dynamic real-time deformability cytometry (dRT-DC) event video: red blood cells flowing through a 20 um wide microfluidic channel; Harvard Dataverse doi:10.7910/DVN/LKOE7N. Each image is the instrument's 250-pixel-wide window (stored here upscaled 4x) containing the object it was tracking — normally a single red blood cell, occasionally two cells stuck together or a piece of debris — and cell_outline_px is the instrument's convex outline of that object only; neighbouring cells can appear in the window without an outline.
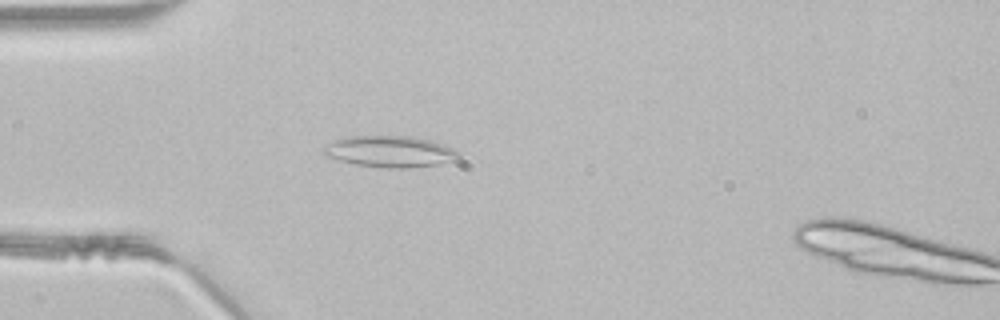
{"species": "common noctule bat (a hibernating species)", "species_latin": "Nyctalus noctula", "temperature_condition": "room temperature", "stored_images_in_passage": 47, "segment_of_instrument_passage": [1, 2], "camera_frame_rate_fps": 3000, "um_per_image_px": 0.085, "animal": {"sex": "male", "body_mass_g": 21.5, "forearm_length_mm": 52.0}, "frame": {"image": 1, "passage_image": 13, "time_ms": 4.0, "image_size_px": [1000, 320], "cell_outline_px": [[464, 152], [452, 160], [436, 164], [404, 168], [388, 168], [352, 164], [324, 156], [320, 152], [328, 144], [340, 136], [412, 136], [432, 140]], "centroid_in_image_um": [33.1, 12.86], "position_along_channel_um": 51.9, "area_um2": 24.91}}
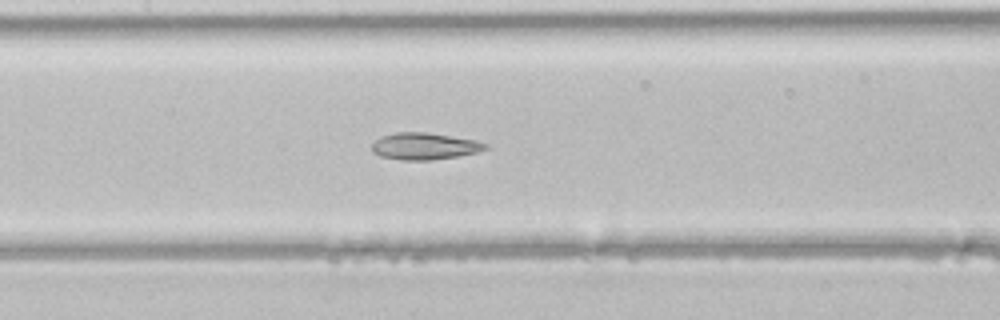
{"frame": {"image": 2, "passage_image": 22, "time_ms": 7.0, "image_size_px": [1000, 320], "cell_outline_px": [[488, 148], [476, 152], [456, 156], [432, 160], [400, 160], [380, 156], [372, 152], [372, 144], [380, 136], [396, 132], [428, 132], [476, 140], [488, 144]], "centroid_in_image_um": [36.05, 12.42], "position_along_channel_um": 171.3, "area_um2": 17.8}}
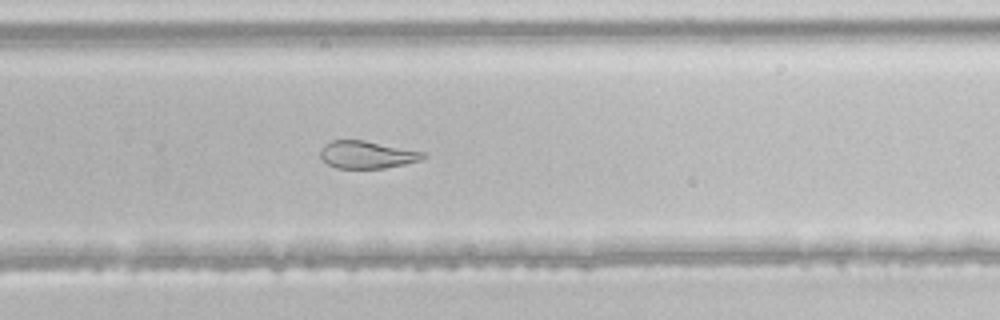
{"frame": {"image": 3, "passage_image": 31, "time_ms": 10.0, "image_size_px": [1000, 320], "cell_outline_px": [[424, 156], [420, 160], [404, 164], [384, 168], [336, 168], [328, 164], [320, 156], [320, 148], [324, 144], [332, 140], [364, 140], [424, 152]], "centroid_in_image_um": [31.14, 13.14], "position_along_channel_um": 298.7, "area_um2": 16.3}}